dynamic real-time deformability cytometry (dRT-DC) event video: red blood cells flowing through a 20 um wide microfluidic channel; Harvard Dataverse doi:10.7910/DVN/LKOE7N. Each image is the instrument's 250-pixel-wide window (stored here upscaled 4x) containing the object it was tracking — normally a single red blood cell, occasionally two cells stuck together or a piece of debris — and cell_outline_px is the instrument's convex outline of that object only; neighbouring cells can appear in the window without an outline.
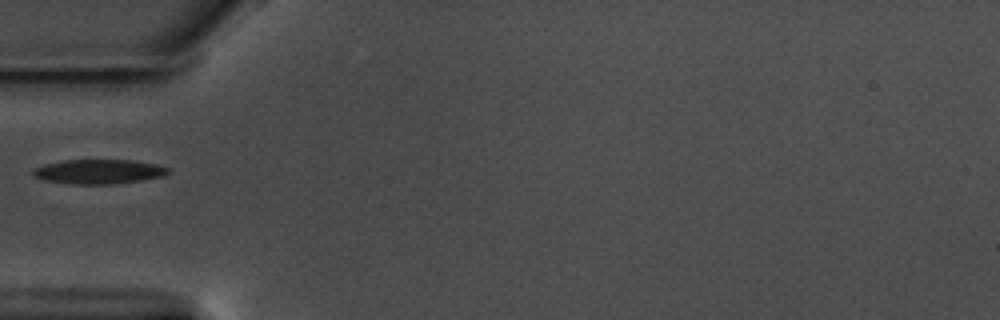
{"species": "common noctule bat (a hibernating species)", "species_latin": "Nyctalus noctula", "temperature_condition": "warm", "stored_images_in_passage": 39, "camera_frame_rate_fps": 3000, "um_per_image_px": 0.085, "animal": {"sex": "male", "body_mass_g": 17.5, "forearm_length_mm": 52.3}, "frame": {"image": 1, "passage_image": 1, "time_ms": 0.0, "image_size_px": [1000, 320], "cell_outline_px": [[168, 172], [164, 176], [140, 180], [112, 184], [68, 184], [44, 180], [32, 176], [32, 168], [44, 164], [64, 160], [132, 160], [156, 164], [168, 168]], "centroid_in_image_um": [8.32, 14.59], "position_along_channel_um": 76.7, "area_um2": 19.31}}
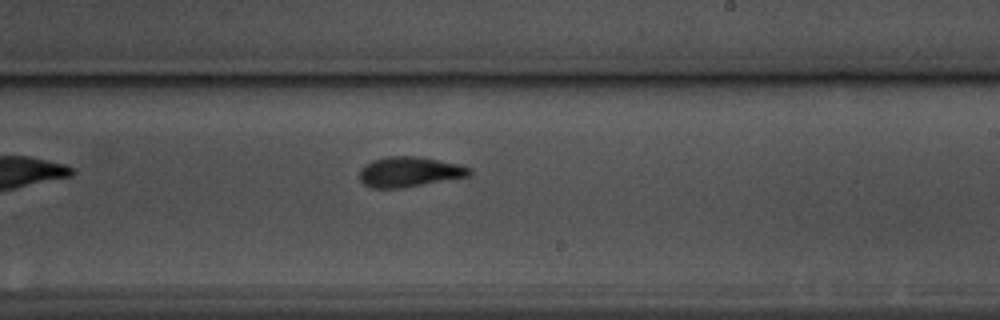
{"frame": {"image": 2, "passage_image": 16, "time_ms": 5.0, "image_size_px": [1000, 320], "cell_outline_px": [[472, 172], [468, 176], [400, 188], [372, 188], [364, 184], [360, 180], [360, 168], [364, 164], [372, 160], [388, 156], [416, 156], [460, 164], [472, 168]], "centroid_in_image_um": [34.77, 14.6], "position_along_channel_um": 254.2, "area_um2": 19.25}}
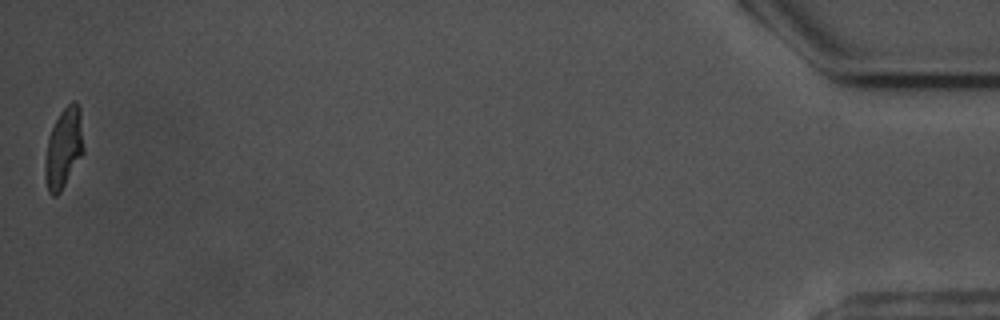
{"frame": {"image": 3, "passage_image": 39, "time_ms": 12.667, "image_size_px": [1000, 320], "cell_outline_px": [[84, 152], [60, 192], [56, 196], [52, 196], [48, 192], [44, 176], [44, 160], [48, 136], [60, 112], [72, 100], [76, 100], [80, 108], [84, 148]], "centroid_in_image_um": [5.4, 12.59], "position_along_channel_um": 429.8, "area_um2": 18.21}}